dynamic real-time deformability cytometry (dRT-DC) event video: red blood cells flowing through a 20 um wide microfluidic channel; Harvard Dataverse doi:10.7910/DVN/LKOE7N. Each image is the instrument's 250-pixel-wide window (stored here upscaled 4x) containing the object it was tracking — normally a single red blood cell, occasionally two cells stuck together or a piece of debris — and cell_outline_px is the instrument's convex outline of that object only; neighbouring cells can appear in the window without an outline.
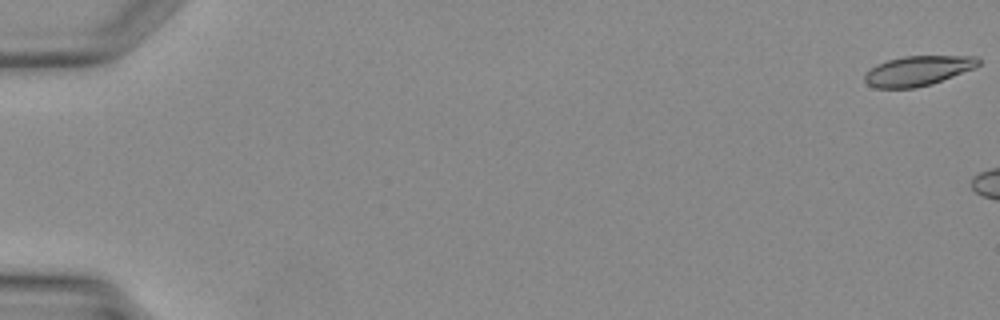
{"species": "Egyptian fruit bat (a non-hibernating species)", "species_latin": "Rousettus aegyptiacus", "temperature_condition": "warm", "stored_images_in_passage": 5, "camera_frame_rate_fps": 3000, "um_per_image_px": 0.085, "animal": {"sex": "female"}, "frame": {"image": 1, "passage_image": 1, "time_ms": 0.0, "image_size_px": [1000, 320], "cell_outline_px": [[980, 64], [976, 68], [932, 84], [916, 88], [876, 88], [868, 84], [864, 80], [864, 72], [876, 64], [888, 60], [904, 56], [976, 56], [980, 60]], "centroid_in_image_um": [78.02, 6.02], "position_along_channel_um": 7.0, "area_um2": 20.0}}